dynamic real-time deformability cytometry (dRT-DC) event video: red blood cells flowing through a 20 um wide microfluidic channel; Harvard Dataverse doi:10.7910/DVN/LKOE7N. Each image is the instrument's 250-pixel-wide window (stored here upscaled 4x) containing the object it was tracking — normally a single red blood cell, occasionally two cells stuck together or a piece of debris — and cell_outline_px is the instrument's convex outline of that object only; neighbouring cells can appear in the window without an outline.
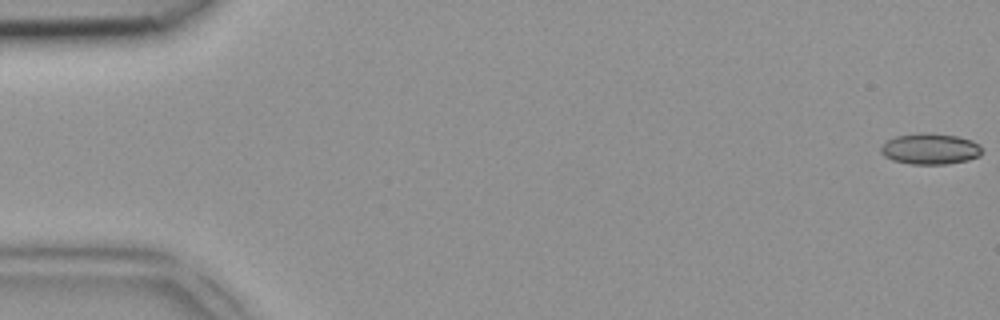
{"species": "common noctule bat (a hibernating species)", "species_latin": "Nyctalus noctula", "temperature_condition": "room temperature", "stored_images_in_passage": 48, "camera_frame_rate_fps": 3000, "um_per_image_px": 0.085, "animal": {"sex": "female", "body_mass_g": 18.4}, "frame": {"image": 1, "passage_image": 1, "time_ms": 0.0, "image_size_px": [1000, 320], "cell_outline_px": [[980, 156], [968, 160], [948, 164], [912, 164], [892, 160], [884, 156], [880, 152], [880, 148], [888, 140], [896, 136], [920, 132], [932, 132], [956, 136], [972, 140], [980, 144]], "centroid_in_image_um": [79.06, 12.64], "position_along_channel_um": 5.9, "area_um2": 18.38}}
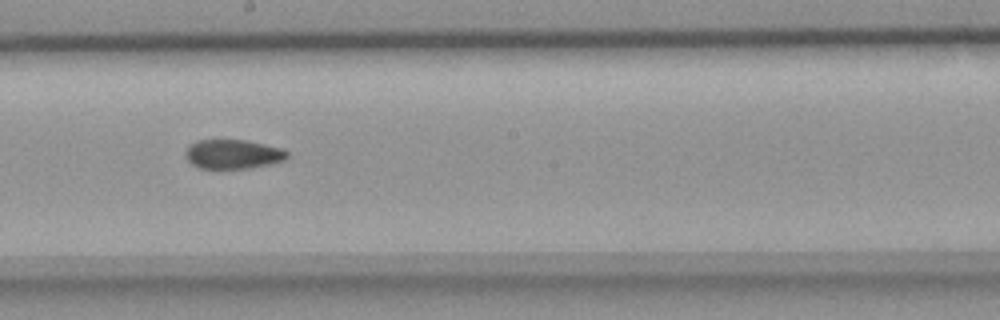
{"frame": {"image": 2, "passage_image": 27, "time_ms": 8.667, "image_size_px": [1000, 320], "cell_outline_px": [[288, 156], [284, 160], [268, 164], [248, 168], [200, 168], [192, 164], [184, 156], [184, 152], [188, 144], [196, 140], [244, 140], [284, 148], [288, 152]], "centroid_in_image_um": [19.76, 13.09], "position_along_channel_um": 228.4, "area_um2": 17.4}}
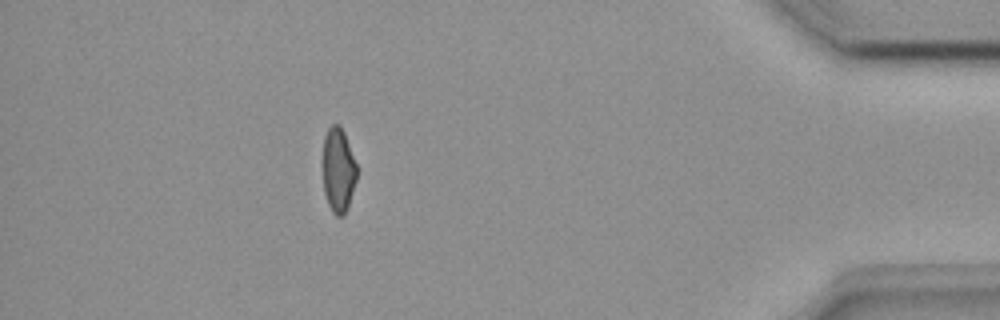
{"frame": {"image": 3, "passage_image": 43, "time_ms": 14.0, "image_size_px": [1000, 320], "cell_outline_px": [[356, 180], [344, 216], [336, 216], [332, 212], [328, 204], [324, 192], [324, 136], [328, 128], [332, 124], [340, 124], [344, 132], [356, 164]], "centroid_in_image_um": [28.75, 14.45], "position_along_channel_um": 406.4, "area_um2": 16.42}}